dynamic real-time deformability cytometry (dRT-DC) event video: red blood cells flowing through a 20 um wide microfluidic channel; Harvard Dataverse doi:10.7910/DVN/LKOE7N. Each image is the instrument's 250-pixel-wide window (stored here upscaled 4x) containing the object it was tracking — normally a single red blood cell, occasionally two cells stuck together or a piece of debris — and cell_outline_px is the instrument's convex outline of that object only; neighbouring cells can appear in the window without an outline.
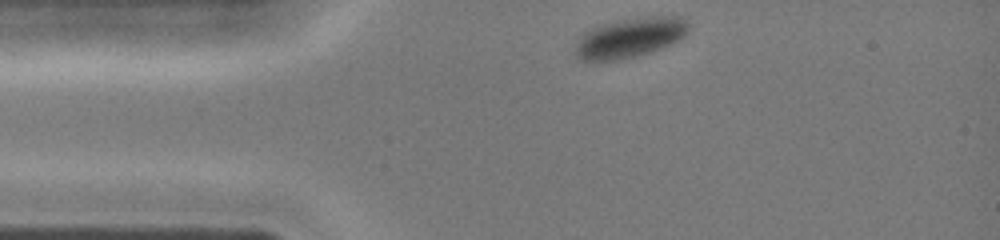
{"species": "common noctule bat (a hibernating species)", "species_latin": "Nyctalus noctula", "temperature_condition": "cold", "stored_images_in_passage": 30, "camera_frame_rate_fps": 3000, "um_per_image_px": 0.085, "animal": {"sex": "female", "body_mass_g": 19.0, "forearm_length_mm": 51.5}, "frame": {"image": 1, "passage_image": 1, "time_ms": 0.0, "image_size_px": [1000, 240], "cell_outline_px": [[688, 32], [680, 40], [672, 44], [636, 56], [620, 60], [580, 60], [576, 56], [576, 48], [580, 36], [584, 32], [592, 28], [616, 20], [648, 16], [680, 16], [688, 24]], "centroid_in_image_um": [53.57, 3.19], "position_along_channel_um": 31.4, "area_um2": 26.13}}
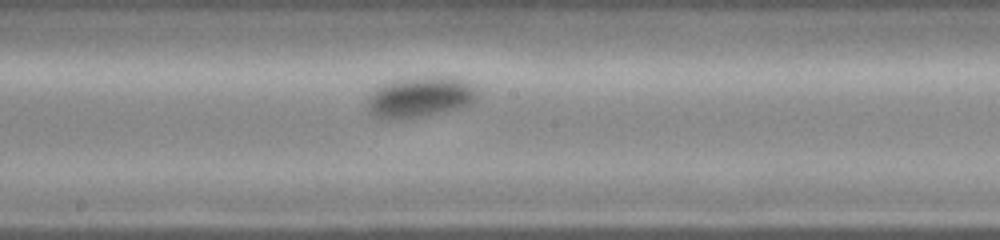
{"frame": {"image": 2, "passage_image": 15, "time_ms": 4.667, "image_size_px": [1000, 240], "cell_outline_px": [[476, 96], [472, 100], [464, 104], [452, 108], [420, 116], [388, 120], [376, 116], [368, 112], [368, 96], [376, 88], [392, 80], [416, 76], [460, 76], [468, 80], [476, 88]], "centroid_in_image_um": [35.66, 8.18], "position_along_channel_um": 212.5, "area_um2": 25.84}}
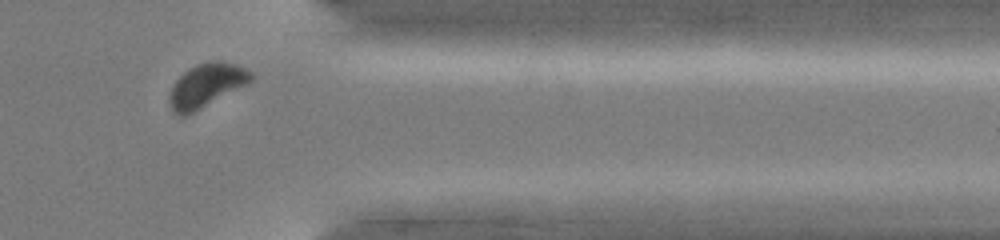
{"frame": {"image": 3, "passage_image": 27, "time_ms": 8.667, "image_size_px": [1000, 240], "cell_outline_px": [[252, 80], [248, 84], [184, 116], [180, 116], [172, 112], [168, 100], [168, 96], [176, 80], [188, 68], [196, 64], [212, 60], [220, 60], [244, 68], [252, 72]], "centroid_in_image_um": [17.51, 7.25], "position_along_channel_um": 393.9, "area_um2": 20.52}}